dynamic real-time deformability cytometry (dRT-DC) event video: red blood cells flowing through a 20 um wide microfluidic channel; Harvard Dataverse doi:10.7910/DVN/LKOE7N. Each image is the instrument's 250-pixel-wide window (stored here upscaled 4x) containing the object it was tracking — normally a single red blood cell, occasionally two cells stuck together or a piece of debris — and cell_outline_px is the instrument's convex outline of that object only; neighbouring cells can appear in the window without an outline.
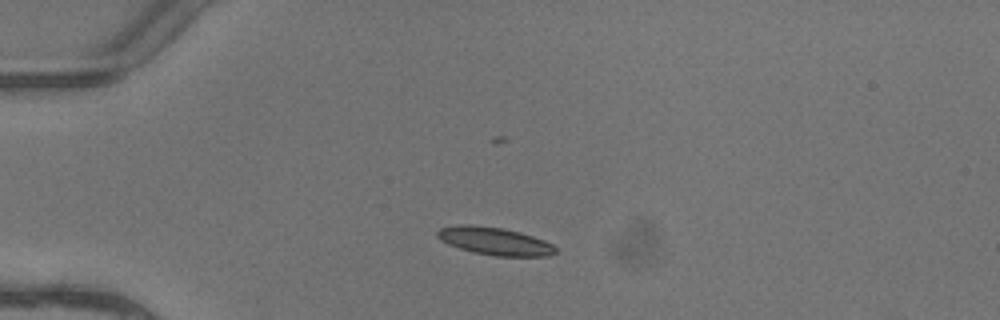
{"species": "common noctule bat (a hibernating species)", "species_latin": "Nyctalus noctula", "temperature_condition": "warm", "stored_images_in_passage": 3, "camera_frame_rate_fps": 3000, "um_per_image_px": 0.085, "animal": {"sex": "female"}, "frame": {"image": 1, "passage_image": 2, "time_ms": 0.333, "image_size_px": [1000, 320], "cell_outline_px": [[556, 252], [548, 256], [496, 256], [472, 252], [448, 244], [440, 240], [436, 236], [436, 232], [440, 228], [460, 224], [468, 224], [504, 228], [520, 232], [544, 240], [552, 244], [556, 248]], "centroid_in_image_um": [42.03, 20.49], "position_along_channel_um": 43.0, "area_um2": 19.13}}